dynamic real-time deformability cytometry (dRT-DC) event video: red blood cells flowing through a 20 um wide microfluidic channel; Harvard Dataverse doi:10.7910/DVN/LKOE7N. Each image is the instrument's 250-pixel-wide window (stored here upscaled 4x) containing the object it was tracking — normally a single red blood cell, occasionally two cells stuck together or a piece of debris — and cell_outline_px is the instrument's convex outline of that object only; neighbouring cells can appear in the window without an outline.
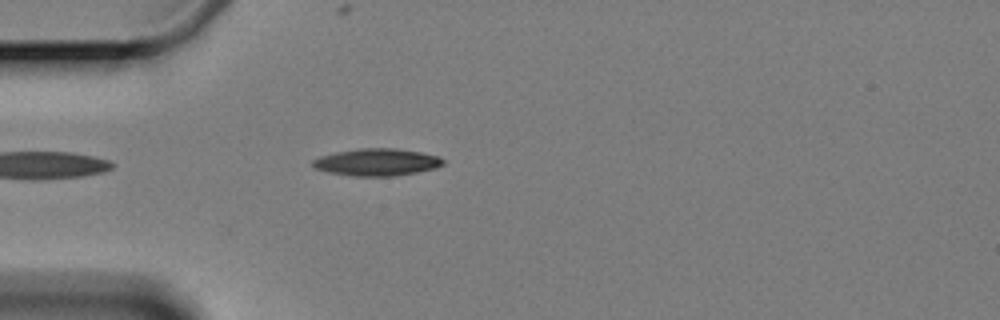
{"species": "Egyptian fruit bat (a non-hibernating species)", "species_latin": "Rousettus aegyptiacus", "temperature_condition": "cold", "stored_images_in_passage": 5, "camera_frame_rate_fps": 3000, "um_per_image_px": 0.085, "animal": {"sex": "female"}, "frame": {"image": 1, "passage_image": 4, "time_ms": 4.333, "image_size_px": [1000, 320], "cell_outline_px": [[444, 164], [436, 168], [416, 172], [392, 176], [356, 176], [328, 172], [316, 168], [312, 164], [312, 160], [320, 156], [336, 152], [360, 148], [396, 148], [420, 152], [440, 156], [444, 160]], "centroid_in_image_um": [32.06, 13.77], "position_along_channel_um": 52.9, "area_um2": 20.58}}